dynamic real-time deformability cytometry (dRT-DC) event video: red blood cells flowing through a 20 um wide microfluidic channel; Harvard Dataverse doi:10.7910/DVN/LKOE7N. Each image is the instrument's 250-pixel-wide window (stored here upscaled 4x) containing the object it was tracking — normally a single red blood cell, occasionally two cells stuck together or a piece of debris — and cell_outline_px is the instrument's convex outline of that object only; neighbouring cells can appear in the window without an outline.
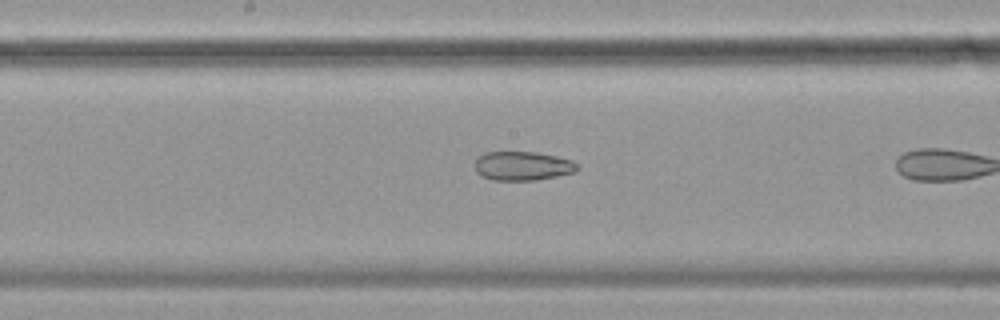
{"species": "common noctule bat (a hibernating species)", "species_latin": "Nyctalus noctula", "temperature_condition": "cold", "stored_images_in_passage": 17, "camera_frame_rate_fps": 3000, "um_per_image_px": 0.085, "animal": {"sex": "female", "body_mass_g": 19.9}, "frame": {"image": 1, "passage_image": 8, "time_ms": 2.333, "image_size_px": [1000, 320], "cell_outline_px": [[580, 168], [576, 172], [536, 180], [492, 180], [476, 172], [476, 160], [484, 152], [536, 152], [556, 156], [572, 160]], "centroid_in_image_um": [44.45, 14.1], "position_along_channel_um": 203.7, "area_um2": 17.22}}